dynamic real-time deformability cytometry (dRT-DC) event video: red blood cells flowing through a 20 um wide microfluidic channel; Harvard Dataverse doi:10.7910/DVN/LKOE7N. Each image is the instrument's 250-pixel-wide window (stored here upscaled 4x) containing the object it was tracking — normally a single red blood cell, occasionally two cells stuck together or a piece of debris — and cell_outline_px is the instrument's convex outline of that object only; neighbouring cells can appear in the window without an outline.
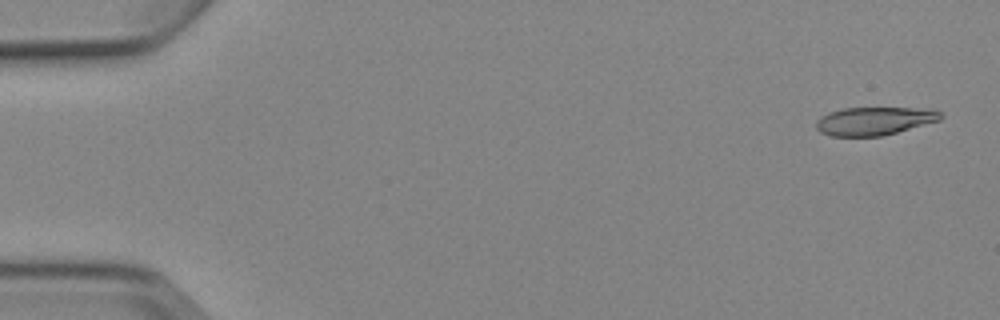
{"species": "Egyptian fruit bat (a non-hibernating species)", "species_latin": "Rousettus aegyptiacus", "temperature_condition": "cold", "stored_images_in_passage": 5, "camera_frame_rate_fps": 3000, "um_per_image_px": 0.085, "animal": {"sex": "female"}, "frame": {"image": 1, "passage_image": 1, "time_ms": 0.0, "image_size_px": [1000, 320], "cell_outline_px": [[944, 116], [940, 120], [896, 132], [880, 136], [832, 136], [820, 132], [816, 128], [816, 120], [820, 116], [828, 112], [844, 108], [932, 108], [940, 112]], "centroid_in_image_um": [74.31, 10.27], "position_along_channel_um": 10.7, "area_um2": 20.46}}
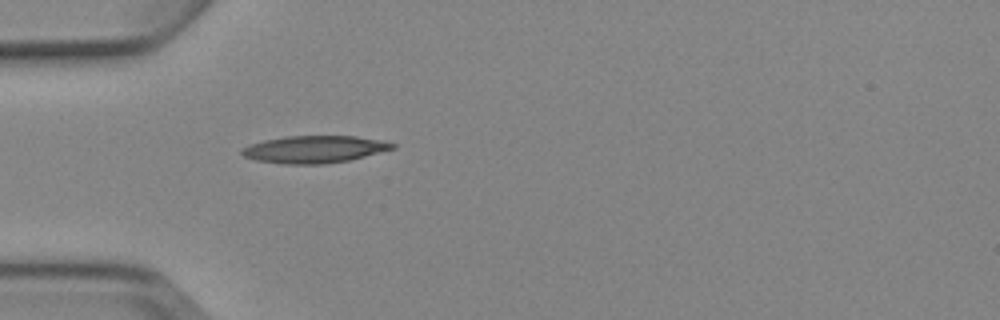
{"frame": {"image": 2, "passage_image": 5, "time_ms": 4.667, "image_size_px": [1000, 320], "cell_outline_px": [[396, 148], [348, 160], [324, 164], [284, 164], [256, 160], [244, 156], [240, 152], [240, 148], [248, 144], [264, 140], [284, 136], [356, 136], [384, 140], [396, 144]], "centroid_in_image_um": [26.7, 12.68], "position_along_channel_um": 58.3, "area_um2": 24.04}}